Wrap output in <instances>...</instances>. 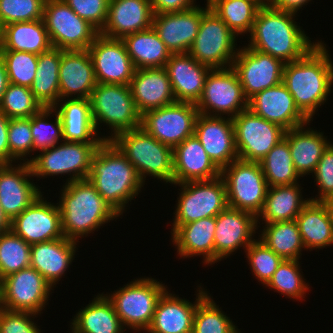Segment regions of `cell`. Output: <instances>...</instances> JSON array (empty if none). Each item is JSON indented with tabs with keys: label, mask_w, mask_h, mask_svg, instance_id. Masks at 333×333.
Wrapping results in <instances>:
<instances>
[{
	"label": "cell",
	"mask_w": 333,
	"mask_h": 333,
	"mask_svg": "<svg viewBox=\"0 0 333 333\" xmlns=\"http://www.w3.org/2000/svg\"><path fill=\"white\" fill-rule=\"evenodd\" d=\"M10 230L28 244L63 238L58 204L39 195L25 210L11 220Z\"/></svg>",
	"instance_id": "cell-18"
},
{
	"label": "cell",
	"mask_w": 333,
	"mask_h": 333,
	"mask_svg": "<svg viewBox=\"0 0 333 333\" xmlns=\"http://www.w3.org/2000/svg\"><path fill=\"white\" fill-rule=\"evenodd\" d=\"M236 37L226 23L209 9L202 16L198 34L188 53L211 69L229 68L239 49L235 48Z\"/></svg>",
	"instance_id": "cell-10"
},
{
	"label": "cell",
	"mask_w": 333,
	"mask_h": 333,
	"mask_svg": "<svg viewBox=\"0 0 333 333\" xmlns=\"http://www.w3.org/2000/svg\"><path fill=\"white\" fill-rule=\"evenodd\" d=\"M36 315L31 312L2 308L0 311V333H41L39 326L33 322Z\"/></svg>",
	"instance_id": "cell-55"
},
{
	"label": "cell",
	"mask_w": 333,
	"mask_h": 333,
	"mask_svg": "<svg viewBox=\"0 0 333 333\" xmlns=\"http://www.w3.org/2000/svg\"><path fill=\"white\" fill-rule=\"evenodd\" d=\"M260 240L283 260H301L305 249L295 220L263 223ZM303 249V250H302Z\"/></svg>",
	"instance_id": "cell-41"
},
{
	"label": "cell",
	"mask_w": 333,
	"mask_h": 333,
	"mask_svg": "<svg viewBox=\"0 0 333 333\" xmlns=\"http://www.w3.org/2000/svg\"><path fill=\"white\" fill-rule=\"evenodd\" d=\"M72 333H125L116 311L106 295L99 294L75 314Z\"/></svg>",
	"instance_id": "cell-36"
},
{
	"label": "cell",
	"mask_w": 333,
	"mask_h": 333,
	"mask_svg": "<svg viewBox=\"0 0 333 333\" xmlns=\"http://www.w3.org/2000/svg\"><path fill=\"white\" fill-rule=\"evenodd\" d=\"M328 52L326 44L319 41L304 57L284 65L282 83L310 121L333 87V63Z\"/></svg>",
	"instance_id": "cell-2"
},
{
	"label": "cell",
	"mask_w": 333,
	"mask_h": 333,
	"mask_svg": "<svg viewBox=\"0 0 333 333\" xmlns=\"http://www.w3.org/2000/svg\"><path fill=\"white\" fill-rule=\"evenodd\" d=\"M87 179L119 216L145 185L134 166L112 141H103L97 148Z\"/></svg>",
	"instance_id": "cell-3"
},
{
	"label": "cell",
	"mask_w": 333,
	"mask_h": 333,
	"mask_svg": "<svg viewBox=\"0 0 333 333\" xmlns=\"http://www.w3.org/2000/svg\"><path fill=\"white\" fill-rule=\"evenodd\" d=\"M171 240L181 258L203 256V263L215 264L216 216L183 225H172Z\"/></svg>",
	"instance_id": "cell-31"
},
{
	"label": "cell",
	"mask_w": 333,
	"mask_h": 333,
	"mask_svg": "<svg viewBox=\"0 0 333 333\" xmlns=\"http://www.w3.org/2000/svg\"><path fill=\"white\" fill-rule=\"evenodd\" d=\"M326 206L328 207L332 223H333V197L328 198L325 202Z\"/></svg>",
	"instance_id": "cell-61"
},
{
	"label": "cell",
	"mask_w": 333,
	"mask_h": 333,
	"mask_svg": "<svg viewBox=\"0 0 333 333\" xmlns=\"http://www.w3.org/2000/svg\"><path fill=\"white\" fill-rule=\"evenodd\" d=\"M296 13L283 11L271 4L258 10L247 45L284 63L304 57L319 40L312 42L294 19ZM303 30V31H302Z\"/></svg>",
	"instance_id": "cell-1"
},
{
	"label": "cell",
	"mask_w": 333,
	"mask_h": 333,
	"mask_svg": "<svg viewBox=\"0 0 333 333\" xmlns=\"http://www.w3.org/2000/svg\"><path fill=\"white\" fill-rule=\"evenodd\" d=\"M77 241L66 237L31 245L30 267L54 288L75 258Z\"/></svg>",
	"instance_id": "cell-32"
},
{
	"label": "cell",
	"mask_w": 333,
	"mask_h": 333,
	"mask_svg": "<svg viewBox=\"0 0 333 333\" xmlns=\"http://www.w3.org/2000/svg\"><path fill=\"white\" fill-rule=\"evenodd\" d=\"M89 100L97 133L101 123L111 130V136L102 137L104 141H112L118 134L140 127L141 115L129 85L97 83Z\"/></svg>",
	"instance_id": "cell-6"
},
{
	"label": "cell",
	"mask_w": 333,
	"mask_h": 333,
	"mask_svg": "<svg viewBox=\"0 0 333 333\" xmlns=\"http://www.w3.org/2000/svg\"><path fill=\"white\" fill-rule=\"evenodd\" d=\"M52 113L56 117L54 122L50 123L48 117ZM31 134L33 153L35 150L40 152L64 141L61 118L53 107H43L38 113L31 116Z\"/></svg>",
	"instance_id": "cell-47"
},
{
	"label": "cell",
	"mask_w": 333,
	"mask_h": 333,
	"mask_svg": "<svg viewBox=\"0 0 333 333\" xmlns=\"http://www.w3.org/2000/svg\"><path fill=\"white\" fill-rule=\"evenodd\" d=\"M0 50H1V28H0Z\"/></svg>",
	"instance_id": "cell-63"
},
{
	"label": "cell",
	"mask_w": 333,
	"mask_h": 333,
	"mask_svg": "<svg viewBox=\"0 0 333 333\" xmlns=\"http://www.w3.org/2000/svg\"><path fill=\"white\" fill-rule=\"evenodd\" d=\"M43 106L29 87L9 83L0 102V112L8 118H30Z\"/></svg>",
	"instance_id": "cell-48"
},
{
	"label": "cell",
	"mask_w": 333,
	"mask_h": 333,
	"mask_svg": "<svg viewBox=\"0 0 333 333\" xmlns=\"http://www.w3.org/2000/svg\"><path fill=\"white\" fill-rule=\"evenodd\" d=\"M221 176L195 135L173 148V185L187 181L212 180Z\"/></svg>",
	"instance_id": "cell-30"
},
{
	"label": "cell",
	"mask_w": 333,
	"mask_h": 333,
	"mask_svg": "<svg viewBox=\"0 0 333 333\" xmlns=\"http://www.w3.org/2000/svg\"><path fill=\"white\" fill-rule=\"evenodd\" d=\"M275 0H261V6L262 5H267V4H272Z\"/></svg>",
	"instance_id": "cell-62"
},
{
	"label": "cell",
	"mask_w": 333,
	"mask_h": 333,
	"mask_svg": "<svg viewBox=\"0 0 333 333\" xmlns=\"http://www.w3.org/2000/svg\"><path fill=\"white\" fill-rule=\"evenodd\" d=\"M11 220L4 213L0 206V234L10 231Z\"/></svg>",
	"instance_id": "cell-60"
},
{
	"label": "cell",
	"mask_w": 333,
	"mask_h": 333,
	"mask_svg": "<svg viewBox=\"0 0 333 333\" xmlns=\"http://www.w3.org/2000/svg\"><path fill=\"white\" fill-rule=\"evenodd\" d=\"M78 16L99 32L106 24L109 0H63Z\"/></svg>",
	"instance_id": "cell-54"
},
{
	"label": "cell",
	"mask_w": 333,
	"mask_h": 333,
	"mask_svg": "<svg viewBox=\"0 0 333 333\" xmlns=\"http://www.w3.org/2000/svg\"><path fill=\"white\" fill-rule=\"evenodd\" d=\"M57 203L64 237L79 242L119 215L109 206L88 179L64 184Z\"/></svg>",
	"instance_id": "cell-4"
},
{
	"label": "cell",
	"mask_w": 333,
	"mask_h": 333,
	"mask_svg": "<svg viewBox=\"0 0 333 333\" xmlns=\"http://www.w3.org/2000/svg\"><path fill=\"white\" fill-rule=\"evenodd\" d=\"M196 0H151L154 14L182 12L194 8ZM195 2V3H194Z\"/></svg>",
	"instance_id": "cell-56"
},
{
	"label": "cell",
	"mask_w": 333,
	"mask_h": 333,
	"mask_svg": "<svg viewBox=\"0 0 333 333\" xmlns=\"http://www.w3.org/2000/svg\"><path fill=\"white\" fill-rule=\"evenodd\" d=\"M52 47L43 19L11 23L1 28V50L40 55Z\"/></svg>",
	"instance_id": "cell-37"
},
{
	"label": "cell",
	"mask_w": 333,
	"mask_h": 333,
	"mask_svg": "<svg viewBox=\"0 0 333 333\" xmlns=\"http://www.w3.org/2000/svg\"><path fill=\"white\" fill-rule=\"evenodd\" d=\"M63 101V103H62ZM60 115L63 140L66 142L102 143L97 133L89 99H59L53 107Z\"/></svg>",
	"instance_id": "cell-33"
},
{
	"label": "cell",
	"mask_w": 333,
	"mask_h": 333,
	"mask_svg": "<svg viewBox=\"0 0 333 333\" xmlns=\"http://www.w3.org/2000/svg\"><path fill=\"white\" fill-rule=\"evenodd\" d=\"M194 135L220 170L239 159L235 146L232 118L199 113Z\"/></svg>",
	"instance_id": "cell-22"
},
{
	"label": "cell",
	"mask_w": 333,
	"mask_h": 333,
	"mask_svg": "<svg viewBox=\"0 0 333 333\" xmlns=\"http://www.w3.org/2000/svg\"><path fill=\"white\" fill-rule=\"evenodd\" d=\"M295 221L306 249H322L333 245V223L324 202L310 200Z\"/></svg>",
	"instance_id": "cell-35"
},
{
	"label": "cell",
	"mask_w": 333,
	"mask_h": 333,
	"mask_svg": "<svg viewBox=\"0 0 333 333\" xmlns=\"http://www.w3.org/2000/svg\"><path fill=\"white\" fill-rule=\"evenodd\" d=\"M221 177L226 186L228 207L252 213L257 218L268 190L260 163L237 159L221 170Z\"/></svg>",
	"instance_id": "cell-9"
},
{
	"label": "cell",
	"mask_w": 333,
	"mask_h": 333,
	"mask_svg": "<svg viewBox=\"0 0 333 333\" xmlns=\"http://www.w3.org/2000/svg\"><path fill=\"white\" fill-rule=\"evenodd\" d=\"M112 142L127 157L144 183L147 175L173 184V148L142 127L118 134Z\"/></svg>",
	"instance_id": "cell-5"
},
{
	"label": "cell",
	"mask_w": 333,
	"mask_h": 333,
	"mask_svg": "<svg viewBox=\"0 0 333 333\" xmlns=\"http://www.w3.org/2000/svg\"><path fill=\"white\" fill-rule=\"evenodd\" d=\"M233 126L238 158L248 162L260 163L286 133L283 127L256 115L249 108L233 118Z\"/></svg>",
	"instance_id": "cell-14"
},
{
	"label": "cell",
	"mask_w": 333,
	"mask_h": 333,
	"mask_svg": "<svg viewBox=\"0 0 333 333\" xmlns=\"http://www.w3.org/2000/svg\"><path fill=\"white\" fill-rule=\"evenodd\" d=\"M10 164L16 160L29 163L27 155L33 152V137L30 118H10L8 125ZM25 159V160H24ZM27 160V161H26Z\"/></svg>",
	"instance_id": "cell-51"
},
{
	"label": "cell",
	"mask_w": 333,
	"mask_h": 333,
	"mask_svg": "<svg viewBox=\"0 0 333 333\" xmlns=\"http://www.w3.org/2000/svg\"><path fill=\"white\" fill-rule=\"evenodd\" d=\"M2 308H3V307H2V304H1V300H0V311L2 310Z\"/></svg>",
	"instance_id": "cell-64"
},
{
	"label": "cell",
	"mask_w": 333,
	"mask_h": 333,
	"mask_svg": "<svg viewBox=\"0 0 333 333\" xmlns=\"http://www.w3.org/2000/svg\"><path fill=\"white\" fill-rule=\"evenodd\" d=\"M31 245L11 230L0 234V281L30 267Z\"/></svg>",
	"instance_id": "cell-44"
},
{
	"label": "cell",
	"mask_w": 333,
	"mask_h": 333,
	"mask_svg": "<svg viewBox=\"0 0 333 333\" xmlns=\"http://www.w3.org/2000/svg\"><path fill=\"white\" fill-rule=\"evenodd\" d=\"M9 83L31 87L38 64V55L25 51L0 50Z\"/></svg>",
	"instance_id": "cell-49"
},
{
	"label": "cell",
	"mask_w": 333,
	"mask_h": 333,
	"mask_svg": "<svg viewBox=\"0 0 333 333\" xmlns=\"http://www.w3.org/2000/svg\"><path fill=\"white\" fill-rule=\"evenodd\" d=\"M309 123L286 130L285 133L294 167L302 178L314 173L322 154L330 144L324 133L308 128L306 125H310Z\"/></svg>",
	"instance_id": "cell-34"
},
{
	"label": "cell",
	"mask_w": 333,
	"mask_h": 333,
	"mask_svg": "<svg viewBox=\"0 0 333 333\" xmlns=\"http://www.w3.org/2000/svg\"><path fill=\"white\" fill-rule=\"evenodd\" d=\"M311 0H275L271 5L283 11L296 13Z\"/></svg>",
	"instance_id": "cell-58"
},
{
	"label": "cell",
	"mask_w": 333,
	"mask_h": 333,
	"mask_svg": "<svg viewBox=\"0 0 333 333\" xmlns=\"http://www.w3.org/2000/svg\"><path fill=\"white\" fill-rule=\"evenodd\" d=\"M268 187L299 183L288 140L284 137L260 162Z\"/></svg>",
	"instance_id": "cell-43"
},
{
	"label": "cell",
	"mask_w": 333,
	"mask_h": 333,
	"mask_svg": "<svg viewBox=\"0 0 333 333\" xmlns=\"http://www.w3.org/2000/svg\"><path fill=\"white\" fill-rule=\"evenodd\" d=\"M299 262V260H283L266 286L292 300L303 299L310 287L300 272L302 269Z\"/></svg>",
	"instance_id": "cell-46"
},
{
	"label": "cell",
	"mask_w": 333,
	"mask_h": 333,
	"mask_svg": "<svg viewBox=\"0 0 333 333\" xmlns=\"http://www.w3.org/2000/svg\"><path fill=\"white\" fill-rule=\"evenodd\" d=\"M46 0H0V28L16 22L43 19Z\"/></svg>",
	"instance_id": "cell-52"
},
{
	"label": "cell",
	"mask_w": 333,
	"mask_h": 333,
	"mask_svg": "<svg viewBox=\"0 0 333 333\" xmlns=\"http://www.w3.org/2000/svg\"><path fill=\"white\" fill-rule=\"evenodd\" d=\"M196 107L201 114L218 117L227 115L232 119L247 109L248 99L236 71L232 67L211 69Z\"/></svg>",
	"instance_id": "cell-13"
},
{
	"label": "cell",
	"mask_w": 333,
	"mask_h": 333,
	"mask_svg": "<svg viewBox=\"0 0 333 333\" xmlns=\"http://www.w3.org/2000/svg\"><path fill=\"white\" fill-rule=\"evenodd\" d=\"M248 108L267 121L290 130L311 122L296 106L291 93L280 84L258 92L248 100Z\"/></svg>",
	"instance_id": "cell-24"
},
{
	"label": "cell",
	"mask_w": 333,
	"mask_h": 333,
	"mask_svg": "<svg viewBox=\"0 0 333 333\" xmlns=\"http://www.w3.org/2000/svg\"><path fill=\"white\" fill-rule=\"evenodd\" d=\"M19 162L17 166L0 165V206L10 220L42 194L39 186L31 182L33 175L29 163Z\"/></svg>",
	"instance_id": "cell-23"
},
{
	"label": "cell",
	"mask_w": 333,
	"mask_h": 333,
	"mask_svg": "<svg viewBox=\"0 0 333 333\" xmlns=\"http://www.w3.org/2000/svg\"><path fill=\"white\" fill-rule=\"evenodd\" d=\"M43 21L52 46L57 49L87 50L99 34L63 0L45 1Z\"/></svg>",
	"instance_id": "cell-12"
},
{
	"label": "cell",
	"mask_w": 333,
	"mask_h": 333,
	"mask_svg": "<svg viewBox=\"0 0 333 333\" xmlns=\"http://www.w3.org/2000/svg\"><path fill=\"white\" fill-rule=\"evenodd\" d=\"M129 86L140 115L176 102L165 67L136 69Z\"/></svg>",
	"instance_id": "cell-29"
},
{
	"label": "cell",
	"mask_w": 333,
	"mask_h": 333,
	"mask_svg": "<svg viewBox=\"0 0 333 333\" xmlns=\"http://www.w3.org/2000/svg\"><path fill=\"white\" fill-rule=\"evenodd\" d=\"M198 114L196 104L176 101L142 114L140 127L158 141L174 148L194 135Z\"/></svg>",
	"instance_id": "cell-15"
},
{
	"label": "cell",
	"mask_w": 333,
	"mask_h": 333,
	"mask_svg": "<svg viewBox=\"0 0 333 333\" xmlns=\"http://www.w3.org/2000/svg\"><path fill=\"white\" fill-rule=\"evenodd\" d=\"M51 290L53 287L46 279L36 269L28 267L0 281V300L4 309L39 315L48 304Z\"/></svg>",
	"instance_id": "cell-16"
},
{
	"label": "cell",
	"mask_w": 333,
	"mask_h": 333,
	"mask_svg": "<svg viewBox=\"0 0 333 333\" xmlns=\"http://www.w3.org/2000/svg\"><path fill=\"white\" fill-rule=\"evenodd\" d=\"M9 84L5 63L0 56V102Z\"/></svg>",
	"instance_id": "cell-59"
},
{
	"label": "cell",
	"mask_w": 333,
	"mask_h": 333,
	"mask_svg": "<svg viewBox=\"0 0 333 333\" xmlns=\"http://www.w3.org/2000/svg\"><path fill=\"white\" fill-rule=\"evenodd\" d=\"M257 218L249 212L227 207L216 216L214 235L215 263L229 257L240 247L246 248L255 240Z\"/></svg>",
	"instance_id": "cell-21"
},
{
	"label": "cell",
	"mask_w": 333,
	"mask_h": 333,
	"mask_svg": "<svg viewBox=\"0 0 333 333\" xmlns=\"http://www.w3.org/2000/svg\"><path fill=\"white\" fill-rule=\"evenodd\" d=\"M87 50L93 61L97 83L130 84L136 69L122 39L99 33Z\"/></svg>",
	"instance_id": "cell-19"
},
{
	"label": "cell",
	"mask_w": 333,
	"mask_h": 333,
	"mask_svg": "<svg viewBox=\"0 0 333 333\" xmlns=\"http://www.w3.org/2000/svg\"><path fill=\"white\" fill-rule=\"evenodd\" d=\"M245 252L256 279L261 284L267 285L283 259L259 238L254 240Z\"/></svg>",
	"instance_id": "cell-50"
},
{
	"label": "cell",
	"mask_w": 333,
	"mask_h": 333,
	"mask_svg": "<svg viewBox=\"0 0 333 333\" xmlns=\"http://www.w3.org/2000/svg\"><path fill=\"white\" fill-rule=\"evenodd\" d=\"M135 69L165 67L171 53L153 27L122 38Z\"/></svg>",
	"instance_id": "cell-39"
},
{
	"label": "cell",
	"mask_w": 333,
	"mask_h": 333,
	"mask_svg": "<svg viewBox=\"0 0 333 333\" xmlns=\"http://www.w3.org/2000/svg\"><path fill=\"white\" fill-rule=\"evenodd\" d=\"M133 280L112 294L105 295L111 301L124 329L127 326L128 329L144 333L150 326L157 302L167 287L152 277Z\"/></svg>",
	"instance_id": "cell-7"
},
{
	"label": "cell",
	"mask_w": 333,
	"mask_h": 333,
	"mask_svg": "<svg viewBox=\"0 0 333 333\" xmlns=\"http://www.w3.org/2000/svg\"><path fill=\"white\" fill-rule=\"evenodd\" d=\"M153 16L151 0H109L106 24L99 33L122 39L152 27Z\"/></svg>",
	"instance_id": "cell-28"
},
{
	"label": "cell",
	"mask_w": 333,
	"mask_h": 333,
	"mask_svg": "<svg viewBox=\"0 0 333 333\" xmlns=\"http://www.w3.org/2000/svg\"><path fill=\"white\" fill-rule=\"evenodd\" d=\"M285 63L269 54L244 46L238 49L232 68L236 71L245 97L282 82Z\"/></svg>",
	"instance_id": "cell-17"
},
{
	"label": "cell",
	"mask_w": 333,
	"mask_h": 333,
	"mask_svg": "<svg viewBox=\"0 0 333 333\" xmlns=\"http://www.w3.org/2000/svg\"><path fill=\"white\" fill-rule=\"evenodd\" d=\"M181 187L172 225H183L202 218L215 217L228 207L223 178L187 181Z\"/></svg>",
	"instance_id": "cell-11"
},
{
	"label": "cell",
	"mask_w": 333,
	"mask_h": 333,
	"mask_svg": "<svg viewBox=\"0 0 333 333\" xmlns=\"http://www.w3.org/2000/svg\"><path fill=\"white\" fill-rule=\"evenodd\" d=\"M200 5L182 12L154 14L152 27L171 54L188 53L195 40L202 16L209 10Z\"/></svg>",
	"instance_id": "cell-20"
},
{
	"label": "cell",
	"mask_w": 333,
	"mask_h": 333,
	"mask_svg": "<svg viewBox=\"0 0 333 333\" xmlns=\"http://www.w3.org/2000/svg\"><path fill=\"white\" fill-rule=\"evenodd\" d=\"M173 95L178 102L197 104L204 90L210 67L199 63L189 53L171 54L166 62Z\"/></svg>",
	"instance_id": "cell-27"
},
{
	"label": "cell",
	"mask_w": 333,
	"mask_h": 333,
	"mask_svg": "<svg viewBox=\"0 0 333 333\" xmlns=\"http://www.w3.org/2000/svg\"><path fill=\"white\" fill-rule=\"evenodd\" d=\"M209 8L237 36L250 33L261 5L256 0H206Z\"/></svg>",
	"instance_id": "cell-42"
},
{
	"label": "cell",
	"mask_w": 333,
	"mask_h": 333,
	"mask_svg": "<svg viewBox=\"0 0 333 333\" xmlns=\"http://www.w3.org/2000/svg\"><path fill=\"white\" fill-rule=\"evenodd\" d=\"M60 61L61 49L55 47L38 55L37 70L30 90L43 107H54L60 99Z\"/></svg>",
	"instance_id": "cell-40"
},
{
	"label": "cell",
	"mask_w": 333,
	"mask_h": 333,
	"mask_svg": "<svg viewBox=\"0 0 333 333\" xmlns=\"http://www.w3.org/2000/svg\"><path fill=\"white\" fill-rule=\"evenodd\" d=\"M314 183L318 188V196L309 198L316 202H325L333 197V143L325 149L314 171Z\"/></svg>",
	"instance_id": "cell-53"
},
{
	"label": "cell",
	"mask_w": 333,
	"mask_h": 333,
	"mask_svg": "<svg viewBox=\"0 0 333 333\" xmlns=\"http://www.w3.org/2000/svg\"><path fill=\"white\" fill-rule=\"evenodd\" d=\"M207 294L196 307L192 333H240L230 317Z\"/></svg>",
	"instance_id": "cell-45"
},
{
	"label": "cell",
	"mask_w": 333,
	"mask_h": 333,
	"mask_svg": "<svg viewBox=\"0 0 333 333\" xmlns=\"http://www.w3.org/2000/svg\"><path fill=\"white\" fill-rule=\"evenodd\" d=\"M197 292L196 300L191 303L167 289L159 298L151 324L145 332L192 333L197 304L208 294L201 285Z\"/></svg>",
	"instance_id": "cell-26"
},
{
	"label": "cell",
	"mask_w": 333,
	"mask_h": 333,
	"mask_svg": "<svg viewBox=\"0 0 333 333\" xmlns=\"http://www.w3.org/2000/svg\"><path fill=\"white\" fill-rule=\"evenodd\" d=\"M58 74L60 99H89L97 85L88 50L61 49Z\"/></svg>",
	"instance_id": "cell-25"
},
{
	"label": "cell",
	"mask_w": 333,
	"mask_h": 333,
	"mask_svg": "<svg viewBox=\"0 0 333 333\" xmlns=\"http://www.w3.org/2000/svg\"><path fill=\"white\" fill-rule=\"evenodd\" d=\"M9 120L10 118L0 112V165L10 164V151L8 142Z\"/></svg>",
	"instance_id": "cell-57"
},
{
	"label": "cell",
	"mask_w": 333,
	"mask_h": 333,
	"mask_svg": "<svg viewBox=\"0 0 333 333\" xmlns=\"http://www.w3.org/2000/svg\"><path fill=\"white\" fill-rule=\"evenodd\" d=\"M300 187L299 183L268 187L263 209L257 217V226L261 219L264 223L295 220L310 201L303 199Z\"/></svg>",
	"instance_id": "cell-38"
},
{
	"label": "cell",
	"mask_w": 333,
	"mask_h": 333,
	"mask_svg": "<svg viewBox=\"0 0 333 333\" xmlns=\"http://www.w3.org/2000/svg\"><path fill=\"white\" fill-rule=\"evenodd\" d=\"M101 143L66 142L58 143L40 154L30 157L29 165L33 177L45 178L68 174L66 183L87 179L91 160Z\"/></svg>",
	"instance_id": "cell-8"
}]
</instances>
